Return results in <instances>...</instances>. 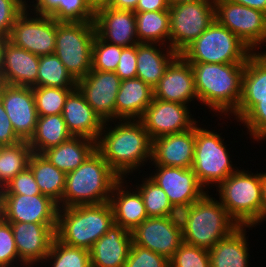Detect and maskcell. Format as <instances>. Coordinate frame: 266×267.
<instances>
[{"label":"cell","instance_id":"cell-10","mask_svg":"<svg viewBox=\"0 0 266 267\" xmlns=\"http://www.w3.org/2000/svg\"><path fill=\"white\" fill-rule=\"evenodd\" d=\"M169 46L181 54L215 20L214 0L169 6Z\"/></svg>","mask_w":266,"mask_h":267},{"label":"cell","instance_id":"cell-51","mask_svg":"<svg viewBox=\"0 0 266 267\" xmlns=\"http://www.w3.org/2000/svg\"><path fill=\"white\" fill-rule=\"evenodd\" d=\"M138 2L139 0H111L109 7L134 11Z\"/></svg>","mask_w":266,"mask_h":267},{"label":"cell","instance_id":"cell-48","mask_svg":"<svg viewBox=\"0 0 266 267\" xmlns=\"http://www.w3.org/2000/svg\"><path fill=\"white\" fill-rule=\"evenodd\" d=\"M137 45L124 47L115 73L121 80L133 79L137 76Z\"/></svg>","mask_w":266,"mask_h":267},{"label":"cell","instance_id":"cell-53","mask_svg":"<svg viewBox=\"0 0 266 267\" xmlns=\"http://www.w3.org/2000/svg\"><path fill=\"white\" fill-rule=\"evenodd\" d=\"M87 6L95 14L98 10L107 8L110 5L111 0H85Z\"/></svg>","mask_w":266,"mask_h":267},{"label":"cell","instance_id":"cell-27","mask_svg":"<svg viewBox=\"0 0 266 267\" xmlns=\"http://www.w3.org/2000/svg\"><path fill=\"white\" fill-rule=\"evenodd\" d=\"M253 228L255 230L256 226H239L208 250L211 267H251V242H248L249 234L246 235Z\"/></svg>","mask_w":266,"mask_h":267},{"label":"cell","instance_id":"cell-58","mask_svg":"<svg viewBox=\"0 0 266 267\" xmlns=\"http://www.w3.org/2000/svg\"><path fill=\"white\" fill-rule=\"evenodd\" d=\"M4 147L5 146L0 145V156H1V153H2Z\"/></svg>","mask_w":266,"mask_h":267},{"label":"cell","instance_id":"cell-47","mask_svg":"<svg viewBox=\"0 0 266 267\" xmlns=\"http://www.w3.org/2000/svg\"><path fill=\"white\" fill-rule=\"evenodd\" d=\"M3 194H22L26 196L42 194L29 167L17 174L5 187Z\"/></svg>","mask_w":266,"mask_h":267},{"label":"cell","instance_id":"cell-25","mask_svg":"<svg viewBox=\"0 0 266 267\" xmlns=\"http://www.w3.org/2000/svg\"><path fill=\"white\" fill-rule=\"evenodd\" d=\"M62 116L72 136H82L94 141L98 139L105 123L77 88L68 95Z\"/></svg>","mask_w":266,"mask_h":267},{"label":"cell","instance_id":"cell-39","mask_svg":"<svg viewBox=\"0 0 266 267\" xmlns=\"http://www.w3.org/2000/svg\"><path fill=\"white\" fill-rule=\"evenodd\" d=\"M43 265L45 267H91L90 251L66 245L55 237L40 267H44Z\"/></svg>","mask_w":266,"mask_h":267},{"label":"cell","instance_id":"cell-13","mask_svg":"<svg viewBox=\"0 0 266 267\" xmlns=\"http://www.w3.org/2000/svg\"><path fill=\"white\" fill-rule=\"evenodd\" d=\"M148 167L149 170L150 168L154 169L147 171L148 173L144 170L143 173L145 172L164 190L170 203L178 212L189 207L207 193L192 168L163 165H149Z\"/></svg>","mask_w":266,"mask_h":267},{"label":"cell","instance_id":"cell-29","mask_svg":"<svg viewBox=\"0 0 266 267\" xmlns=\"http://www.w3.org/2000/svg\"><path fill=\"white\" fill-rule=\"evenodd\" d=\"M177 55L170 46L159 43L137 44L136 78L143 80L153 89Z\"/></svg>","mask_w":266,"mask_h":267},{"label":"cell","instance_id":"cell-49","mask_svg":"<svg viewBox=\"0 0 266 267\" xmlns=\"http://www.w3.org/2000/svg\"><path fill=\"white\" fill-rule=\"evenodd\" d=\"M22 141L15 133L0 99V145L11 146Z\"/></svg>","mask_w":266,"mask_h":267},{"label":"cell","instance_id":"cell-45","mask_svg":"<svg viewBox=\"0 0 266 267\" xmlns=\"http://www.w3.org/2000/svg\"><path fill=\"white\" fill-rule=\"evenodd\" d=\"M124 267H170L169 259L132 243Z\"/></svg>","mask_w":266,"mask_h":267},{"label":"cell","instance_id":"cell-19","mask_svg":"<svg viewBox=\"0 0 266 267\" xmlns=\"http://www.w3.org/2000/svg\"><path fill=\"white\" fill-rule=\"evenodd\" d=\"M20 260L28 266L40 267L55 238L57 224L9 222Z\"/></svg>","mask_w":266,"mask_h":267},{"label":"cell","instance_id":"cell-14","mask_svg":"<svg viewBox=\"0 0 266 267\" xmlns=\"http://www.w3.org/2000/svg\"><path fill=\"white\" fill-rule=\"evenodd\" d=\"M135 245L170 259L183 243L179 216L148 217L131 231Z\"/></svg>","mask_w":266,"mask_h":267},{"label":"cell","instance_id":"cell-44","mask_svg":"<svg viewBox=\"0 0 266 267\" xmlns=\"http://www.w3.org/2000/svg\"><path fill=\"white\" fill-rule=\"evenodd\" d=\"M22 265L25 264L19 258L11 224L0 216V267Z\"/></svg>","mask_w":266,"mask_h":267},{"label":"cell","instance_id":"cell-28","mask_svg":"<svg viewBox=\"0 0 266 267\" xmlns=\"http://www.w3.org/2000/svg\"><path fill=\"white\" fill-rule=\"evenodd\" d=\"M153 99V89L139 78L121 80L115 120H140Z\"/></svg>","mask_w":266,"mask_h":267},{"label":"cell","instance_id":"cell-7","mask_svg":"<svg viewBox=\"0 0 266 267\" xmlns=\"http://www.w3.org/2000/svg\"><path fill=\"white\" fill-rule=\"evenodd\" d=\"M113 224L109 202L59 208L55 237L66 245L90 250Z\"/></svg>","mask_w":266,"mask_h":267},{"label":"cell","instance_id":"cell-42","mask_svg":"<svg viewBox=\"0 0 266 267\" xmlns=\"http://www.w3.org/2000/svg\"><path fill=\"white\" fill-rule=\"evenodd\" d=\"M123 48L103 41L96 34L93 41L91 70L115 72Z\"/></svg>","mask_w":266,"mask_h":267},{"label":"cell","instance_id":"cell-37","mask_svg":"<svg viewBox=\"0 0 266 267\" xmlns=\"http://www.w3.org/2000/svg\"><path fill=\"white\" fill-rule=\"evenodd\" d=\"M76 84L55 54L40 56L37 82L32 87L76 88Z\"/></svg>","mask_w":266,"mask_h":267},{"label":"cell","instance_id":"cell-9","mask_svg":"<svg viewBox=\"0 0 266 267\" xmlns=\"http://www.w3.org/2000/svg\"><path fill=\"white\" fill-rule=\"evenodd\" d=\"M94 21L58 22L54 54L76 80L84 78L92 66Z\"/></svg>","mask_w":266,"mask_h":267},{"label":"cell","instance_id":"cell-20","mask_svg":"<svg viewBox=\"0 0 266 267\" xmlns=\"http://www.w3.org/2000/svg\"><path fill=\"white\" fill-rule=\"evenodd\" d=\"M153 98L177 102L193 109L198 96L195 89L194 74L191 64L178 54L167 66L163 77L153 88Z\"/></svg>","mask_w":266,"mask_h":267},{"label":"cell","instance_id":"cell-18","mask_svg":"<svg viewBox=\"0 0 266 267\" xmlns=\"http://www.w3.org/2000/svg\"><path fill=\"white\" fill-rule=\"evenodd\" d=\"M58 204L37 194H3L0 216L7 222L57 224Z\"/></svg>","mask_w":266,"mask_h":267},{"label":"cell","instance_id":"cell-23","mask_svg":"<svg viewBox=\"0 0 266 267\" xmlns=\"http://www.w3.org/2000/svg\"><path fill=\"white\" fill-rule=\"evenodd\" d=\"M132 243L131 231L113 224L89 250L91 267H124Z\"/></svg>","mask_w":266,"mask_h":267},{"label":"cell","instance_id":"cell-41","mask_svg":"<svg viewBox=\"0 0 266 267\" xmlns=\"http://www.w3.org/2000/svg\"><path fill=\"white\" fill-rule=\"evenodd\" d=\"M38 116L62 114L68 95L75 88L32 87Z\"/></svg>","mask_w":266,"mask_h":267},{"label":"cell","instance_id":"cell-5","mask_svg":"<svg viewBox=\"0 0 266 267\" xmlns=\"http://www.w3.org/2000/svg\"><path fill=\"white\" fill-rule=\"evenodd\" d=\"M203 122L206 120L202 119L201 123L199 121L195 125V151L191 168L200 184L207 192L209 190L211 192L228 176L235 173L240 166L237 167V163H233L235 156L230 152L234 151H231L230 147L228 148L230 144H227L226 136L223 137V133L219 132L223 128L225 129L223 124L227 126L226 123L224 121L220 123L219 120L216 126L219 128L221 125V129H218L216 126L207 128Z\"/></svg>","mask_w":266,"mask_h":267},{"label":"cell","instance_id":"cell-32","mask_svg":"<svg viewBox=\"0 0 266 267\" xmlns=\"http://www.w3.org/2000/svg\"><path fill=\"white\" fill-rule=\"evenodd\" d=\"M27 7L58 22L94 21V13L85 0H27Z\"/></svg>","mask_w":266,"mask_h":267},{"label":"cell","instance_id":"cell-4","mask_svg":"<svg viewBox=\"0 0 266 267\" xmlns=\"http://www.w3.org/2000/svg\"><path fill=\"white\" fill-rule=\"evenodd\" d=\"M120 179L95 149L77 169L66 174L65 189L58 207L109 202Z\"/></svg>","mask_w":266,"mask_h":267},{"label":"cell","instance_id":"cell-38","mask_svg":"<svg viewBox=\"0 0 266 267\" xmlns=\"http://www.w3.org/2000/svg\"><path fill=\"white\" fill-rule=\"evenodd\" d=\"M241 97H266V52H253L242 77Z\"/></svg>","mask_w":266,"mask_h":267},{"label":"cell","instance_id":"cell-15","mask_svg":"<svg viewBox=\"0 0 266 267\" xmlns=\"http://www.w3.org/2000/svg\"><path fill=\"white\" fill-rule=\"evenodd\" d=\"M190 106L177 102L163 101L153 98L140 121L152 140L187 131L200 120L194 118L195 110ZM192 111L195 112L192 115Z\"/></svg>","mask_w":266,"mask_h":267},{"label":"cell","instance_id":"cell-16","mask_svg":"<svg viewBox=\"0 0 266 267\" xmlns=\"http://www.w3.org/2000/svg\"><path fill=\"white\" fill-rule=\"evenodd\" d=\"M0 99L16 135L22 141H29L38 118L33 88L0 83Z\"/></svg>","mask_w":266,"mask_h":267},{"label":"cell","instance_id":"cell-3","mask_svg":"<svg viewBox=\"0 0 266 267\" xmlns=\"http://www.w3.org/2000/svg\"><path fill=\"white\" fill-rule=\"evenodd\" d=\"M178 216L183 242L207 250L240 226L210 191Z\"/></svg>","mask_w":266,"mask_h":267},{"label":"cell","instance_id":"cell-34","mask_svg":"<svg viewBox=\"0 0 266 267\" xmlns=\"http://www.w3.org/2000/svg\"><path fill=\"white\" fill-rule=\"evenodd\" d=\"M71 137L62 114L38 116L35 132L28 144L33 153L41 154Z\"/></svg>","mask_w":266,"mask_h":267},{"label":"cell","instance_id":"cell-35","mask_svg":"<svg viewBox=\"0 0 266 267\" xmlns=\"http://www.w3.org/2000/svg\"><path fill=\"white\" fill-rule=\"evenodd\" d=\"M133 178H137L136 180L134 179L135 184L132 182ZM126 179H128L127 181L132 182L131 184L140 192L148 217H169L177 216L179 214L170 203L164 190L145 173H142V175L140 173H136V175L132 174L130 177H126Z\"/></svg>","mask_w":266,"mask_h":267},{"label":"cell","instance_id":"cell-30","mask_svg":"<svg viewBox=\"0 0 266 267\" xmlns=\"http://www.w3.org/2000/svg\"><path fill=\"white\" fill-rule=\"evenodd\" d=\"M95 149L96 141L82 136H72L67 141L48 148L41 154L67 174L77 169Z\"/></svg>","mask_w":266,"mask_h":267},{"label":"cell","instance_id":"cell-36","mask_svg":"<svg viewBox=\"0 0 266 267\" xmlns=\"http://www.w3.org/2000/svg\"><path fill=\"white\" fill-rule=\"evenodd\" d=\"M139 43H159L169 46V11L135 12Z\"/></svg>","mask_w":266,"mask_h":267},{"label":"cell","instance_id":"cell-54","mask_svg":"<svg viewBox=\"0 0 266 267\" xmlns=\"http://www.w3.org/2000/svg\"><path fill=\"white\" fill-rule=\"evenodd\" d=\"M264 171H263V191H262V223L266 222V167Z\"/></svg>","mask_w":266,"mask_h":267},{"label":"cell","instance_id":"cell-11","mask_svg":"<svg viewBox=\"0 0 266 267\" xmlns=\"http://www.w3.org/2000/svg\"><path fill=\"white\" fill-rule=\"evenodd\" d=\"M214 4L215 19L221 25L253 52H266V13L229 0H214Z\"/></svg>","mask_w":266,"mask_h":267},{"label":"cell","instance_id":"cell-31","mask_svg":"<svg viewBox=\"0 0 266 267\" xmlns=\"http://www.w3.org/2000/svg\"><path fill=\"white\" fill-rule=\"evenodd\" d=\"M234 123L246 129L244 135L259 144L266 141V97H241L237 110L231 115ZM234 117V118H233Z\"/></svg>","mask_w":266,"mask_h":267},{"label":"cell","instance_id":"cell-52","mask_svg":"<svg viewBox=\"0 0 266 267\" xmlns=\"http://www.w3.org/2000/svg\"><path fill=\"white\" fill-rule=\"evenodd\" d=\"M266 13V0H229Z\"/></svg>","mask_w":266,"mask_h":267},{"label":"cell","instance_id":"cell-22","mask_svg":"<svg viewBox=\"0 0 266 267\" xmlns=\"http://www.w3.org/2000/svg\"><path fill=\"white\" fill-rule=\"evenodd\" d=\"M195 151V126L187 131L168 134L153 140L149 165L191 168Z\"/></svg>","mask_w":266,"mask_h":267},{"label":"cell","instance_id":"cell-21","mask_svg":"<svg viewBox=\"0 0 266 267\" xmlns=\"http://www.w3.org/2000/svg\"><path fill=\"white\" fill-rule=\"evenodd\" d=\"M96 34L103 40L121 47L139 44L136 33L135 12L103 8L94 14Z\"/></svg>","mask_w":266,"mask_h":267},{"label":"cell","instance_id":"cell-43","mask_svg":"<svg viewBox=\"0 0 266 267\" xmlns=\"http://www.w3.org/2000/svg\"><path fill=\"white\" fill-rule=\"evenodd\" d=\"M170 267H211L207 249L182 243L169 259Z\"/></svg>","mask_w":266,"mask_h":267},{"label":"cell","instance_id":"cell-6","mask_svg":"<svg viewBox=\"0 0 266 267\" xmlns=\"http://www.w3.org/2000/svg\"><path fill=\"white\" fill-rule=\"evenodd\" d=\"M246 169L240 167L211 192L240 226L257 227L262 225L263 171Z\"/></svg>","mask_w":266,"mask_h":267},{"label":"cell","instance_id":"cell-40","mask_svg":"<svg viewBox=\"0 0 266 267\" xmlns=\"http://www.w3.org/2000/svg\"><path fill=\"white\" fill-rule=\"evenodd\" d=\"M28 141L5 146L0 156V185L4 188L17 174L28 167L32 154Z\"/></svg>","mask_w":266,"mask_h":267},{"label":"cell","instance_id":"cell-2","mask_svg":"<svg viewBox=\"0 0 266 267\" xmlns=\"http://www.w3.org/2000/svg\"><path fill=\"white\" fill-rule=\"evenodd\" d=\"M195 81L198 103L212 117L233 123L231 115L237 110L242 94L245 63H190ZM210 109V110H209ZM214 114V115H213ZM224 116V117H223ZM223 118V119H222Z\"/></svg>","mask_w":266,"mask_h":267},{"label":"cell","instance_id":"cell-24","mask_svg":"<svg viewBox=\"0 0 266 267\" xmlns=\"http://www.w3.org/2000/svg\"><path fill=\"white\" fill-rule=\"evenodd\" d=\"M109 203L112 207L114 224L132 231L148 215L140 192L126 178L114 186Z\"/></svg>","mask_w":266,"mask_h":267},{"label":"cell","instance_id":"cell-26","mask_svg":"<svg viewBox=\"0 0 266 267\" xmlns=\"http://www.w3.org/2000/svg\"><path fill=\"white\" fill-rule=\"evenodd\" d=\"M39 60L40 56L8 41L0 82L7 85L32 87L37 82Z\"/></svg>","mask_w":266,"mask_h":267},{"label":"cell","instance_id":"cell-12","mask_svg":"<svg viewBox=\"0 0 266 267\" xmlns=\"http://www.w3.org/2000/svg\"><path fill=\"white\" fill-rule=\"evenodd\" d=\"M56 20L37 14L28 7L15 20L9 41L35 55H51L55 51Z\"/></svg>","mask_w":266,"mask_h":267},{"label":"cell","instance_id":"cell-33","mask_svg":"<svg viewBox=\"0 0 266 267\" xmlns=\"http://www.w3.org/2000/svg\"><path fill=\"white\" fill-rule=\"evenodd\" d=\"M43 195L59 204L65 189L66 173L50 163L42 154L32 153L28 162Z\"/></svg>","mask_w":266,"mask_h":267},{"label":"cell","instance_id":"cell-56","mask_svg":"<svg viewBox=\"0 0 266 267\" xmlns=\"http://www.w3.org/2000/svg\"><path fill=\"white\" fill-rule=\"evenodd\" d=\"M202 0H168L169 6L177 5V4H184V3H191V2H197Z\"/></svg>","mask_w":266,"mask_h":267},{"label":"cell","instance_id":"cell-17","mask_svg":"<svg viewBox=\"0 0 266 267\" xmlns=\"http://www.w3.org/2000/svg\"><path fill=\"white\" fill-rule=\"evenodd\" d=\"M120 84L121 79L115 72L91 70L77 81L76 88L106 122L115 120V101Z\"/></svg>","mask_w":266,"mask_h":267},{"label":"cell","instance_id":"cell-57","mask_svg":"<svg viewBox=\"0 0 266 267\" xmlns=\"http://www.w3.org/2000/svg\"><path fill=\"white\" fill-rule=\"evenodd\" d=\"M3 190L4 188L0 185V212L2 210Z\"/></svg>","mask_w":266,"mask_h":267},{"label":"cell","instance_id":"cell-55","mask_svg":"<svg viewBox=\"0 0 266 267\" xmlns=\"http://www.w3.org/2000/svg\"><path fill=\"white\" fill-rule=\"evenodd\" d=\"M8 41L9 37L0 36V78L2 76L4 52Z\"/></svg>","mask_w":266,"mask_h":267},{"label":"cell","instance_id":"cell-46","mask_svg":"<svg viewBox=\"0 0 266 267\" xmlns=\"http://www.w3.org/2000/svg\"><path fill=\"white\" fill-rule=\"evenodd\" d=\"M27 8V0H0V36L9 37L18 16Z\"/></svg>","mask_w":266,"mask_h":267},{"label":"cell","instance_id":"cell-8","mask_svg":"<svg viewBox=\"0 0 266 267\" xmlns=\"http://www.w3.org/2000/svg\"><path fill=\"white\" fill-rule=\"evenodd\" d=\"M253 51L234 33L214 22L180 55L188 63H246Z\"/></svg>","mask_w":266,"mask_h":267},{"label":"cell","instance_id":"cell-50","mask_svg":"<svg viewBox=\"0 0 266 267\" xmlns=\"http://www.w3.org/2000/svg\"><path fill=\"white\" fill-rule=\"evenodd\" d=\"M168 0H139L134 12L168 11Z\"/></svg>","mask_w":266,"mask_h":267},{"label":"cell","instance_id":"cell-59","mask_svg":"<svg viewBox=\"0 0 266 267\" xmlns=\"http://www.w3.org/2000/svg\"><path fill=\"white\" fill-rule=\"evenodd\" d=\"M19 267H32V266H28V265H22V266H19Z\"/></svg>","mask_w":266,"mask_h":267},{"label":"cell","instance_id":"cell-1","mask_svg":"<svg viewBox=\"0 0 266 267\" xmlns=\"http://www.w3.org/2000/svg\"><path fill=\"white\" fill-rule=\"evenodd\" d=\"M152 147L140 120L106 121L96 140V150L121 178L142 173L151 163Z\"/></svg>","mask_w":266,"mask_h":267}]
</instances>
